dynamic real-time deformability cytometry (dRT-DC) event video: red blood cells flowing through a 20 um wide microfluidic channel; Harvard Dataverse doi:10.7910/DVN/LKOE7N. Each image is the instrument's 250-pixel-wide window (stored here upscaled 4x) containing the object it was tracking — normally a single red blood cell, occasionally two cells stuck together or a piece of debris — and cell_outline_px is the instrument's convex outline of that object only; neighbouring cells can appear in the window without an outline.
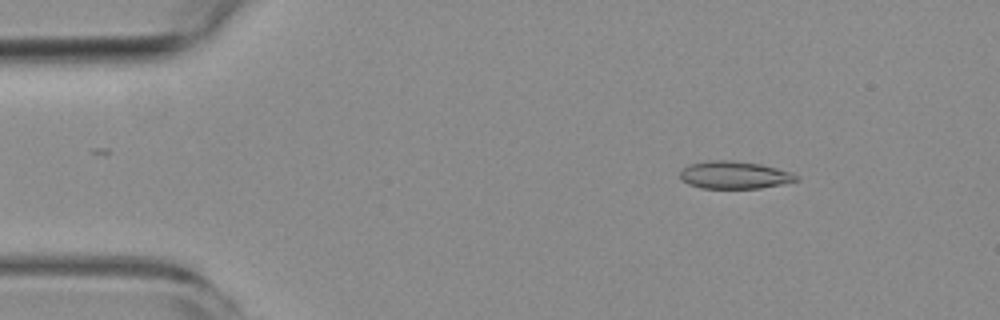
{"species": "common noctule bat (a hibernating species)", "species_latin": "Nyctalus noctula", "temperature_condition": "room temperature", "stored_images_in_passage": 5, "camera_frame_rate_fps": 3000, "um_per_image_px": 0.085, "animal": {"sex": "female", "body_mass_g": 19.3, "forearm_length_mm": 54.1}, "frame": {"image": 1, "passage_image": 2, "time_ms": 1.333, "image_size_px": [1000, 320], "cell_outline_px": [[800, 180], [760, 188], [700, 188], [688, 184], [680, 180], [680, 172], [688, 164], [708, 160], [732, 160], [760, 164], [792, 172], [800, 176]], "centroid_in_image_um": [62.41, 14.87], "position_along_channel_um": 22.6, "area_um2": 18.79}}
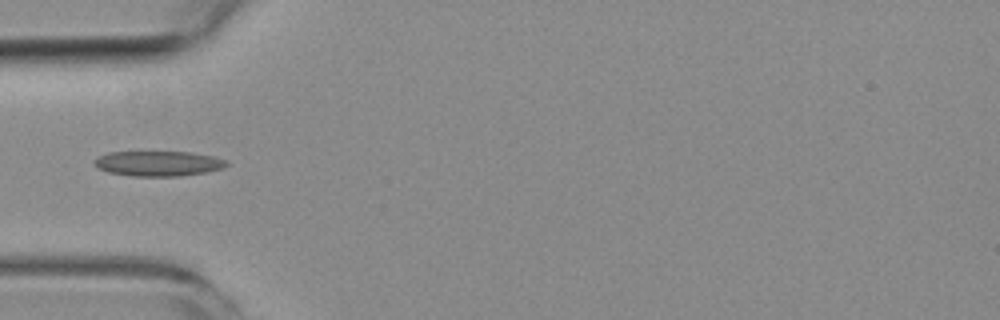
{"frame": {"image": 2, "passage_image": 5, "time_ms": 4.667, "image_size_px": [1000, 320], "cell_outline_px": [[228, 164], [224, 168], [208, 172], [180, 176], [132, 176], [108, 172], [100, 168], [92, 160], [96, 156], [108, 152], [188, 152], [212, 156], [228, 160]], "centroid_in_image_um": [13.47, 13.9], "position_along_channel_um": 71.5, "area_um2": 19.42}}